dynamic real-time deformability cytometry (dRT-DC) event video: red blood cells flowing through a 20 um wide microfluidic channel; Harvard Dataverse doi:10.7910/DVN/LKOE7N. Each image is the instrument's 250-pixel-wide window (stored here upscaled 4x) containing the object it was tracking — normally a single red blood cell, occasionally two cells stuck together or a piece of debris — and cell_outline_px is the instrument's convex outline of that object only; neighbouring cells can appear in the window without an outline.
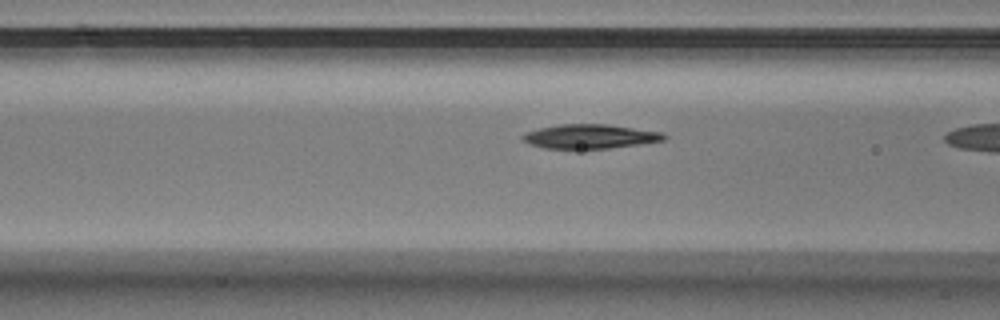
{"species": "Egyptian fruit bat (a non-hibernating species)", "species_latin": "Rousettus aegyptiacus", "temperature_condition": "warm", "stored_images_in_passage": 10, "camera_frame_rate_fps": 3000, "um_per_image_px": 0.085, "animal": {"sex": "male"}, "frame": {"image": 1, "passage_image": 9, "time_ms": 2.667, "image_size_px": [1000, 320], "cell_outline_px": [[668, 136], [664, 140], [608, 148], [544, 148], [532, 144], [524, 140], [520, 136], [524, 132], [540, 128], [560, 124], [608, 124], [664, 132]], "centroid_in_image_um": [50.16, 11.58], "position_along_channel_um": 116.4, "area_um2": 19.77}}